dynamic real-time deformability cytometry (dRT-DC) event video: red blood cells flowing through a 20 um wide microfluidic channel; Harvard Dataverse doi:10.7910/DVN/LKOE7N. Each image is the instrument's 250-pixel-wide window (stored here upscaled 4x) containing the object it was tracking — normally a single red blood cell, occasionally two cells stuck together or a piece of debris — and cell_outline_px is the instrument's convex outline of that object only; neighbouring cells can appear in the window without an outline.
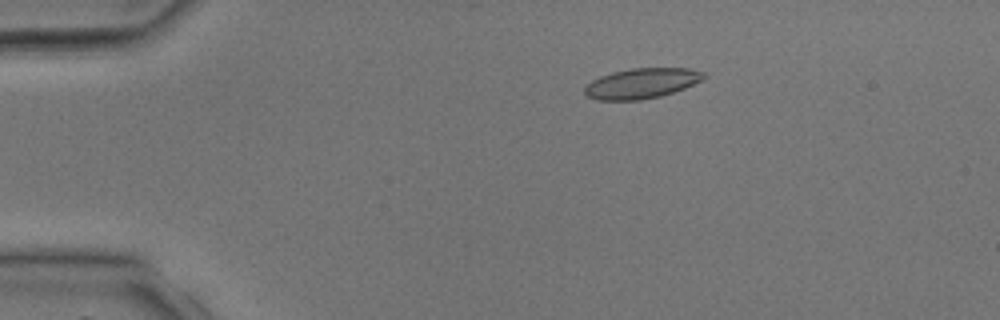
{"species": "common noctule bat (a hibernating species)", "species_latin": "Nyctalus noctula", "temperature_condition": "room temperature", "stored_images_in_passage": 3, "camera_frame_rate_fps": 3000, "um_per_image_px": 0.085, "animal": {"sex": "male", "body_mass_g": 17.9, "forearm_length_mm": 54.2}, "frame": {"image": 1, "passage_image": 3, "time_ms": 4.667, "image_size_px": [1000, 320], "cell_outline_px": [[708, 76], [684, 88], [660, 96], [640, 100], [596, 100], [588, 96], [584, 92], [584, 88], [592, 80], [600, 76], [612, 72], [632, 68], [688, 68], [704, 72]], "centroid_in_image_um": [54.52, 7.08], "position_along_channel_um": 30.5, "area_um2": 20.87}}